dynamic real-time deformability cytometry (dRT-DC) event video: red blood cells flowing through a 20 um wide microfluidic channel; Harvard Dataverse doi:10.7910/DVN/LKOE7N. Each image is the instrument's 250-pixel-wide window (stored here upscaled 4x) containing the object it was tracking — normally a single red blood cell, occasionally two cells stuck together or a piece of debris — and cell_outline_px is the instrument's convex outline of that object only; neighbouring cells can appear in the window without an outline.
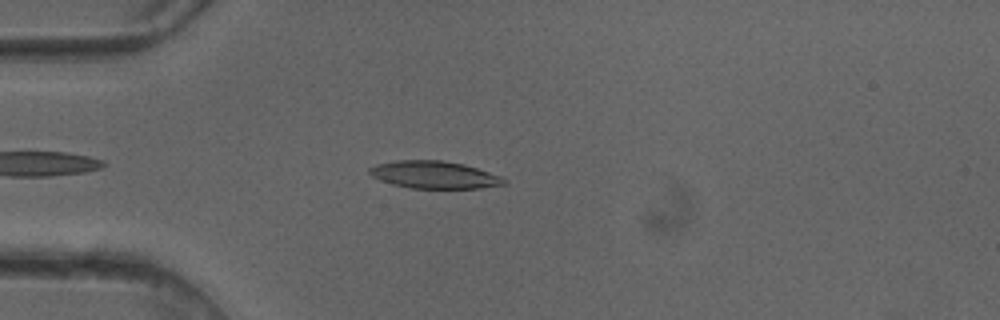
{"species": "common noctule bat (a hibernating species)", "species_latin": "Nyctalus noctula", "temperature_condition": "cold", "stored_images_in_passage": 39, "camera_frame_rate_fps": 3000, "um_per_image_px": 0.085, "animal": {"sex": "female"}, "frame": {"image": 1, "passage_image": 5, "time_ms": 1.333, "image_size_px": [1000, 320], "cell_outline_px": [[508, 184], [480, 188], [412, 188], [392, 184], [380, 180], [372, 176], [368, 172], [368, 168], [376, 164], [396, 160], [440, 160], [464, 164], [500, 176], [508, 180]], "centroid_in_image_um": [36.91, 14.85], "position_along_channel_um": 48.1, "area_um2": 21.5}}
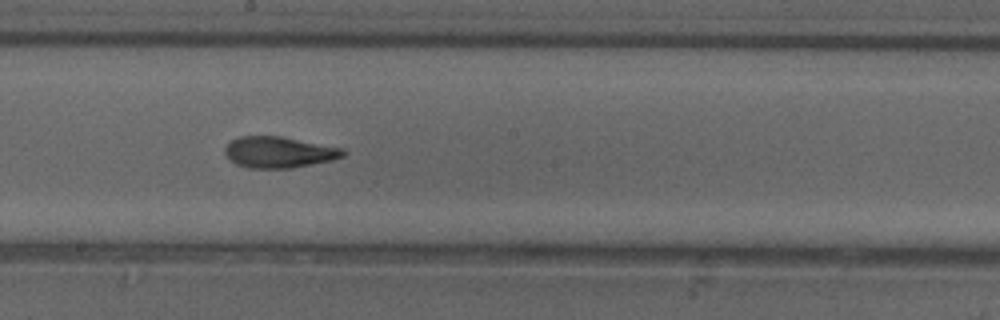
{"frame": {"image": 2, "passage_image": 19, "time_ms": 6.0, "image_size_px": [1000, 320], "cell_outline_px": [[348, 152], [344, 156], [332, 160], [292, 168], [248, 168], [236, 164], [224, 152], [224, 148], [232, 140], [240, 136], [280, 136], [344, 148]], "centroid_in_image_um": [23.74, 12.94], "position_along_channel_um": 224.5, "area_um2": 21.44}}
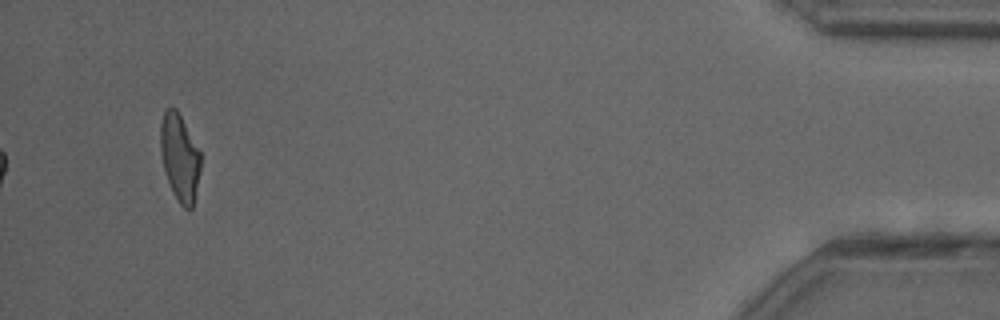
{"frame": {"image": 3, "passage_image": 39, "time_ms": 12.667, "image_size_px": [1000, 320], "cell_outline_px": [[200, 172], [192, 208], [184, 208], [180, 204], [172, 192], [164, 168], [160, 152], [160, 124], [164, 112], [168, 108], [176, 108], [200, 152]], "centroid_in_image_um": [15.26, 13.39], "position_along_channel_um": 419.9, "area_um2": 20.06}, "authors_computed_cell_mechanics": {"area_um2": 21.097, "velocity_mm_per_s": 4.1073, "shape_relaxation_time_tau1_ms": 7.3723, "shape_relaxation_time_tau2_ms": 1.7622, "deformation_change_tau1": 0.2118, "deformation_change_tau2": 0.0898}}